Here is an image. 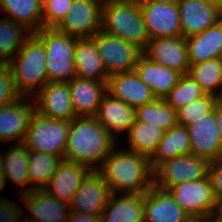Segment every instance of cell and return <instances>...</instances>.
<instances>
[{
  "instance_id": "obj_1",
  "label": "cell",
  "mask_w": 222,
  "mask_h": 222,
  "mask_svg": "<svg viewBox=\"0 0 222 222\" xmlns=\"http://www.w3.org/2000/svg\"><path fill=\"white\" fill-rule=\"evenodd\" d=\"M94 116H79L70 121L64 159L98 171L118 145Z\"/></svg>"
},
{
  "instance_id": "obj_2",
  "label": "cell",
  "mask_w": 222,
  "mask_h": 222,
  "mask_svg": "<svg viewBox=\"0 0 222 222\" xmlns=\"http://www.w3.org/2000/svg\"><path fill=\"white\" fill-rule=\"evenodd\" d=\"M119 147L112 150L98 170L111 193L147 192L154 184L150 158Z\"/></svg>"
},
{
  "instance_id": "obj_3",
  "label": "cell",
  "mask_w": 222,
  "mask_h": 222,
  "mask_svg": "<svg viewBox=\"0 0 222 222\" xmlns=\"http://www.w3.org/2000/svg\"><path fill=\"white\" fill-rule=\"evenodd\" d=\"M7 65L14 87L21 97H34L49 82L45 46L34 33Z\"/></svg>"
},
{
  "instance_id": "obj_4",
  "label": "cell",
  "mask_w": 222,
  "mask_h": 222,
  "mask_svg": "<svg viewBox=\"0 0 222 222\" xmlns=\"http://www.w3.org/2000/svg\"><path fill=\"white\" fill-rule=\"evenodd\" d=\"M101 30L137 46L142 51L149 38L140 6L104 0Z\"/></svg>"
},
{
  "instance_id": "obj_5",
  "label": "cell",
  "mask_w": 222,
  "mask_h": 222,
  "mask_svg": "<svg viewBox=\"0 0 222 222\" xmlns=\"http://www.w3.org/2000/svg\"><path fill=\"white\" fill-rule=\"evenodd\" d=\"M44 44L49 82H70L76 77L74 51L76 37L56 28H42L34 33Z\"/></svg>"
},
{
  "instance_id": "obj_6",
  "label": "cell",
  "mask_w": 222,
  "mask_h": 222,
  "mask_svg": "<svg viewBox=\"0 0 222 222\" xmlns=\"http://www.w3.org/2000/svg\"><path fill=\"white\" fill-rule=\"evenodd\" d=\"M70 121L32 114L23 144L29 151L61 156L64 159Z\"/></svg>"
},
{
  "instance_id": "obj_7",
  "label": "cell",
  "mask_w": 222,
  "mask_h": 222,
  "mask_svg": "<svg viewBox=\"0 0 222 222\" xmlns=\"http://www.w3.org/2000/svg\"><path fill=\"white\" fill-rule=\"evenodd\" d=\"M92 38L95 40L98 54L109 77L135 69L142 55V50L137 46L102 30Z\"/></svg>"
},
{
  "instance_id": "obj_8",
  "label": "cell",
  "mask_w": 222,
  "mask_h": 222,
  "mask_svg": "<svg viewBox=\"0 0 222 222\" xmlns=\"http://www.w3.org/2000/svg\"><path fill=\"white\" fill-rule=\"evenodd\" d=\"M209 163L194 154L169 159L153 171L154 185L168 190L183 182L203 179L208 175Z\"/></svg>"
},
{
  "instance_id": "obj_9",
  "label": "cell",
  "mask_w": 222,
  "mask_h": 222,
  "mask_svg": "<svg viewBox=\"0 0 222 222\" xmlns=\"http://www.w3.org/2000/svg\"><path fill=\"white\" fill-rule=\"evenodd\" d=\"M104 0H73L56 29L76 38H90L101 30Z\"/></svg>"
},
{
  "instance_id": "obj_10",
  "label": "cell",
  "mask_w": 222,
  "mask_h": 222,
  "mask_svg": "<svg viewBox=\"0 0 222 222\" xmlns=\"http://www.w3.org/2000/svg\"><path fill=\"white\" fill-rule=\"evenodd\" d=\"M168 191L174 201L191 216H211L217 199L207 177L180 183Z\"/></svg>"
},
{
  "instance_id": "obj_11",
  "label": "cell",
  "mask_w": 222,
  "mask_h": 222,
  "mask_svg": "<svg viewBox=\"0 0 222 222\" xmlns=\"http://www.w3.org/2000/svg\"><path fill=\"white\" fill-rule=\"evenodd\" d=\"M140 8L149 40L182 36L178 5L145 0Z\"/></svg>"
},
{
  "instance_id": "obj_12",
  "label": "cell",
  "mask_w": 222,
  "mask_h": 222,
  "mask_svg": "<svg viewBox=\"0 0 222 222\" xmlns=\"http://www.w3.org/2000/svg\"><path fill=\"white\" fill-rule=\"evenodd\" d=\"M110 194L109 185L102 175L98 171H90L69 203L70 212L100 217Z\"/></svg>"
},
{
  "instance_id": "obj_13",
  "label": "cell",
  "mask_w": 222,
  "mask_h": 222,
  "mask_svg": "<svg viewBox=\"0 0 222 222\" xmlns=\"http://www.w3.org/2000/svg\"><path fill=\"white\" fill-rule=\"evenodd\" d=\"M34 111L33 97H20L0 107V143H23Z\"/></svg>"
},
{
  "instance_id": "obj_14",
  "label": "cell",
  "mask_w": 222,
  "mask_h": 222,
  "mask_svg": "<svg viewBox=\"0 0 222 222\" xmlns=\"http://www.w3.org/2000/svg\"><path fill=\"white\" fill-rule=\"evenodd\" d=\"M142 54L149 60L167 68L188 74L190 64L185 38L169 37L150 39Z\"/></svg>"
},
{
  "instance_id": "obj_15",
  "label": "cell",
  "mask_w": 222,
  "mask_h": 222,
  "mask_svg": "<svg viewBox=\"0 0 222 222\" xmlns=\"http://www.w3.org/2000/svg\"><path fill=\"white\" fill-rule=\"evenodd\" d=\"M191 142V154L209 162L222 159V144L214 110L186 127Z\"/></svg>"
},
{
  "instance_id": "obj_16",
  "label": "cell",
  "mask_w": 222,
  "mask_h": 222,
  "mask_svg": "<svg viewBox=\"0 0 222 222\" xmlns=\"http://www.w3.org/2000/svg\"><path fill=\"white\" fill-rule=\"evenodd\" d=\"M33 100L35 110L45 117L68 121L76 117L68 82H48Z\"/></svg>"
},
{
  "instance_id": "obj_17",
  "label": "cell",
  "mask_w": 222,
  "mask_h": 222,
  "mask_svg": "<svg viewBox=\"0 0 222 222\" xmlns=\"http://www.w3.org/2000/svg\"><path fill=\"white\" fill-rule=\"evenodd\" d=\"M177 5L183 38L202 33L222 19V10L203 0H181Z\"/></svg>"
},
{
  "instance_id": "obj_18",
  "label": "cell",
  "mask_w": 222,
  "mask_h": 222,
  "mask_svg": "<svg viewBox=\"0 0 222 222\" xmlns=\"http://www.w3.org/2000/svg\"><path fill=\"white\" fill-rule=\"evenodd\" d=\"M94 117L117 140L135 123L136 109L106 92Z\"/></svg>"
},
{
  "instance_id": "obj_19",
  "label": "cell",
  "mask_w": 222,
  "mask_h": 222,
  "mask_svg": "<svg viewBox=\"0 0 222 222\" xmlns=\"http://www.w3.org/2000/svg\"><path fill=\"white\" fill-rule=\"evenodd\" d=\"M31 214L24 216V222H67L70 209L65 203L44 190H32L20 195Z\"/></svg>"
},
{
  "instance_id": "obj_20",
  "label": "cell",
  "mask_w": 222,
  "mask_h": 222,
  "mask_svg": "<svg viewBox=\"0 0 222 222\" xmlns=\"http://www.w3.org/2000/svg\"><path fill=\"white\" fill-rule=\"evenodd\" d=\"M107 92L135 109L156 98L134 70L108 77Z\"/></svg>"
},
{
  "instance_id": "obj_21",
  "label": "cell",
  "mask_w": 222,
  "mask_h": 222,
  "mask_svg": "<svg viewBox=\"0 0 222 222\" xmlns=\"http://www.w3.org/2000/svg\"><path fill=\"white\" fill-rule=\"evenodd\" d=\"M187 216L168 190L153 184L144 193V222H181Z\"/></svg>"
},
{
  "instance_id": "obj_22",
  "label": "cell",
  "mask_w": 222,
  "mask_h": 222,
  "mask_svg": "<svg viewBox=\"0 0 222 222\" xmlns=\"http://www.w3.org/2000/svg\"><path fill=\"white\" fill-rule=\"evenodd\" d=\"M90 170L84 165L63 159L43 190L65 203H70L82 180Z\"/></svg>"
},
{
  "instance_id": "obj_23",
  "label": "cell",
  "mask_w": 222,
  "mask_h": 222,
  "mask_svg": "<svg viewBox=\"0 0 222 222\" xmlns=\"http://www.w3.org/2000/svg\"><path fill=\"white\" fill-rule=\"evenodd\" d=\"M100 222H144V193H111Z\"/></svg>"
},
{
  "instance_id": "obj_24",
  "label": "cell",
  "mask_w": 222,
  "mask_h": 222,
  "mask_svg": "<svg viewBox=\"0 0 222 222\" xmlns=\"http://www.w3.org/2000/svg\"><path fill=\"white\" fill-rule=\"evenodd\" d=\"M68 83L75 116H95L107 92V82L74 77Z\"/></svg>"
},
{
  "instance_id": "obj_25",
  "label": "cell",
  "mask_w": 222,
  "mask_h": 222,
  "mask_svg": "<svg viewBox=\"0 0 222 222\" xmlns=\"http://www.w3.org/2000/svg\"><path fill=\"white\" fill-rule=\"evenodd\" d=\"M134 71L156 98H164L176 86L181 76L179 72L155 63L143 54Z\"/></svg>"
},
{
  "instance_id": "obj_26",
  "label": "cell",
  "mask_w": 222,
  "mask_h": 222,
  "mask_svg": "<svg viewBox=\"0 0 222 222\" xmlns=\"http://www.w3.org/2000/svg\"><path fill=\"white\" fill-rule=\"evenodd\" d=\"M74 62L76 77L107 82L109 75L103 66L95 40L92 37L77 38L75 42Z\"/></svg>"
},
{
  "instance_id": "obj_27",
  "label": "cell",
  "mask_w": 222,
  "mask_h": 222,
  "mask_svg": "<svg viewBox=\"0 0 222 222\" xmlns=\"http://www.w3.org/2000/svg\"><path fill=\"white\" fill-rule=\"evenodd\" d=\"M189 64L219 58L222 52V19L202 33L185 38Z\"/></svg>"
},
{
  "instance_id": "obj_28",
  "label": "cell",
  "mask_w": 222,
  "mask_h": 222,
  "mask_svg": "<svg viewBox=\"0 0 222 222\" xmlns=\"http://www.w3.org/2000/svg\"><path fill=\"white\" fill-rule=\"evenodd\" d=\"M2 153L5 183L7 184L9 179L17 188L19 187L18 195L30 192L28 176L29 150L27 147L23 143L13 144L10 149L8 148V150H4Z\"/></svg>"
},
{
  "instance_id": "obj_29",
  "label": "cell",
  "mask_w": 222,
  "mask_h": 222,
  "mask_svg": "<svg viewBox=\"0 0 222 222\" xmlns=\"http://www.w3.org/2000/svg\"><path fill=\"white\" fill-rule=\"evenodd\" d=\"M191 154V142L186 127L177 125L165 131L157 149L150 157L154 171L161 163L175 157Z\"/></svg>"
},
{
  "instance_id": "obj_30",
  "label": "cell",
  "mask_w": 222,
  "mask_h": 222,
  "mask_svg": "<svg viewBox=\"0 0 222 222\" xmlns=\"http://www.w3.org/2000/svg\"><path fill=\"white\" fill-rule=\"evenodd\" d=\"M0 10L8 19L23 25L31 33L43 28V8L40 0H0Z\"/></svg>"
},
{
  "instance_id": "obj_31",
  "label": "cell",
  "mask_w": 222,
  "mask_h": 222,
  "mask_svg": "<svg viewBox=\"0 0 222 222\" xmlns=\"http://www.w3.org/2000/svg\"><path fill=\"white\" fill-rule=\"evenodd\" d=\"M62 161L63 158L58 155L29 151L28 176L30 191L43 190Z\"/></svg>"
},
{
  "instance_id": "obj_32",
  "label": "cell",
  "mask_w": 222,
  "mask_h": 222,
  "mask_svg": "<svg viewBox=\"0 0 222 222\" xmlns=\"http://www.w3.org/2000/svg\"><path fill=\"white\" fill-rule=\"evenodd\" d=\"M164 132L160 128L136 119L126 134L127 150L146 155L150 158L157 149Z\"/></svg>"
},
{
  "instance_id": "obj_33",
  "label": "cell",
  "mask_w": 222,
  "mask_h": 222,
  "mask_svg": "<svg viewBox=\"0 0 222 222\" xmlns=\"http://www.w3.org/2000/svg\"><path fill=\"white\" fill-rule=\"evenodd\" d=\"M136 119L163 131H168L178 125L177 112L163 98H155L153 101L138 107Z\"/></svg>"
},
{
  "instance_id": "obj_34",
  "label": "cell",
  "mask_w": 222,
  "mask_h": 222,
  "mask_svg": "<svg viewBox=\"0 0 222 222\" xmlns=\"http://www.w3.org/2000/svg\"><path fill=\"white\" fill-rule=\"evenodd\" d=\"M31 34L23 25L0 18V63H8Z\"/></svg>"
},
{
  "instance_id": "obj_35",
  "label": "cell",
  "mask_w": 222,
  "mask_h": 222,
  "mask_svg": "<svg viewBox=\"0 0 222 222\" xmlns=\"http://www.w3.org/2000/svg\"><path fill=\"white\" fill-rule=\"evenodd\" d=\"M188 74L200 85L206 94L217 98L222 97V67L219 58L191 65Z\"/></svg>"
},
{
  "instance_id": "obj_36",
  "label": "cell",
  "mask_w": 222,
  "mask_h": 222,
  "mask_svg": "<svg viewBox=\"0 0 222 222\" xmlns=\"http://www.w3.org/2000/svg\"><path fill=\"white\" fill-rule=\"evenodd\" d=\"M206 93L200 85L189 75L183 74L176 86L163 98L176 112L191 101L197 100Z\"/></svg>"
},
{
  "instance_id": "obj_37",
  "label": "cell",
  "mask_w": 222,
  "mask_h": 222,
  "mask_svg": "<svg viewBox=\"0 0 222 222\" xmlns=\"http://www.w3.org/2000/svg\"><path fill=\"white\" fill-rule=\"evenodd\" d=\"M216 101L217 97L206 94L183 106L177 111L178 125L187 127L210 114L214 109Z\"/></svg>"
},
{
  "instance_id": "obj_38",
  "label": "cell",
  "mask_w": 222,
  "mask_h": 222,
  "mask_svg": "<svg viewBox=\"0 0 222 222\" xmlns=\"http://www.w3.org/2000/svg\"><path fill=\"white\" fill-rule=\"evenodd\" d=\"M73 0H47L42 4L43 28H56L69 11Z\"/></svg>"
},
{
  "instance_id": "obj_39",
  "label": "cell",
  "mask_w": 222,
  "mask_h": 222,
  "mask_svg": "<svg viewBox=\"0 0 222 222\" xmlns=\"http://www.w3.org/2000/svg\"><path fill=\"white\" fill-rule=\"evenodd\" d=\"M20 97L12 82L9 66L7 63H0V107L7 106Z\"/></svg>"
},
{
  "instance_id": "obj_40",
  "label": "cell",
  "mask_w": 222,
  "mask_h": 222,
  "mask_svg": "<svg viewBox=\"0 0 222 222\" xmlns=\"http://www.w3.org/2000/svg\"><path fill=\"white\" fill-rule=\"evenodd\" d=\"M24 215L26 211L16 202L7 198L0 200V222H24Z\"/></svg>"
},
{
  "instance_id": "obj_41",
  "label": "cell",
  "mask_w": 222,
  "mask_h": 222,
  "mask_svg": "<svg viewBox=\"0 0 222 222\" xmlns=\"http://www.w3.org/2000/svg\"><path fill=\"white\" fill-rule=\"evenodd\" d=\"M207 176L216 199H222V159L209 163Z\"/></svg>"
},
{
  "instance_id": "obj_42",
  "label": "cell",
  "mask_w": 222,
  "mask_h": 222,
  "mask_svg": "<svg viewBox=\"0 0 222 222\" xmlns=\"http://www.w3.org/2000/svg\"><path fill=\"white\" fill-rule=\"evenodd\" d=\"M67 222H100V217L83 213L70 212Z\"/></svg>"
},
{
  "instance_id": "obj_43",
  "label": "cell",
  "mask_w": 222,
  "mask_h": 222,
  "mask_svg": "<svg viewBox=\"0 0 222 222\" xmlns=\"http://www.w3.org/2000/svg\"><path fill=\"white\" fill-rule=\"evenodd\" d=\"M214 113L216 115L217 119V124L219 128V134H220V139H221V144H222V97L217 98V101L214 106Z\"/></svg>"
},
{
  "instance_id": "obj_44",
  "label": "cell",
  "mask_w": 222,
  "mask_h": 222,
  "mask_svg": "<svg viewBox=\"0 0 222 222\" xmlns=\"http://www.w3.org/2000/svg\"><path fill=\"white\" fill-rule=\"evenodd\" d=\"M213 222H222V199H218L212 215Z\"/></svg>"
},
{
  "instance_id": "obj_45",
  "label": "cell",
  "mask_w": 222,
  "mask_h": 222,
  "mask_svg": "<svg viewBox=\"0 0 222 222\" xmlns=\"http://www.w3.org/2000/svg\"><path fill=\"white\" fill-rule=\"evenodd\" d=\"M181 222H213V219L211 216H191V215H188Z\"/></svg>"
},
{
  "instance_id": "obj_46",
  "label": "cell",
  "mask_w": 222,
  "mask_h": 222,
  "mask_svg": "<svg viewBox=\"0 0 222 222\" xmlns=\"http://www.w3.org/2000/svg\"><path fill=\"white\" fill-rule=\"evenodd\" d=\"M111 1L119 3V4H133V5L141 6V4L145 0H111Z\"/></svg>"
},
{
  "instance_id": "obj_47",
  "label": "cell",
  "mask_w": 222,
  "mask_h": 222,
  "mask_svg": "<svg viewBox=\"0 0 222 222\" xmlns=\"http://www.w3.org/2000/svg\"><path fill=\"white\" fill-rule=\"evenodd\" d=\"M206 3L212 4L214 6H217L222 10V0H203Z\"/></svg>"
},
{
  "instance_id": "obj_48",
  "label": "cell",
  "mask_w": 222,
  "mask_h": 222,
  "mask_svg": "<svg viewBox=\"0 0 222 222\" xmlns=\"http://www.w3.org/2000/svg\"><path fill=\"white\" fill-rule=\"evenodd\" d=\"M159 3L178 4L181 0H151Z\"/></svg>"
},
{
  "instance_id": "obj_49",
  "label": "cell",
  "mask_w": 222,
  "mask_h": 222,
  "mask_svg": "<svg viewBox=\"0 0 222 222\" xmlns=\"http://www.w3.org/2000/svg\"><path fill=\"white\" fill-rule=\"evenodd\" d=\"M5 185H6V183L4 180V176H0V191L5 187ZM3 199H6V198L0 197V200H3Z\"/></svg>"
},
{
  "instance_id": "obj_50",
  "label": "cell",
  "mask_w": 222,
  "mask_h": 222,
  "mask_svg": "<svg viewBox=\"0 0 222 222\" xmlns=\"http://www.w3.org/2000/svg\"><path fill=\"white\" fill-rule=\"evenodd\" d=\"M0 176H3L2 151L0 152Z\"/></svg>"
},
{
  "instance_id": "obj_51",
  "label": "cell",
  "mask_w": 222,
  "mask_h": 222,
  "mask_svg": "<svg viewBox=\"0 0 222 222\" xmlns=\"http://www.w3.org/2000/svg\"><path fill=\"white\" fill-rule=\"evenodd\" d=\"M219 62H220V65L222 67V52L220 53V56H219Z\"/></svg>"
}]
</instances>
